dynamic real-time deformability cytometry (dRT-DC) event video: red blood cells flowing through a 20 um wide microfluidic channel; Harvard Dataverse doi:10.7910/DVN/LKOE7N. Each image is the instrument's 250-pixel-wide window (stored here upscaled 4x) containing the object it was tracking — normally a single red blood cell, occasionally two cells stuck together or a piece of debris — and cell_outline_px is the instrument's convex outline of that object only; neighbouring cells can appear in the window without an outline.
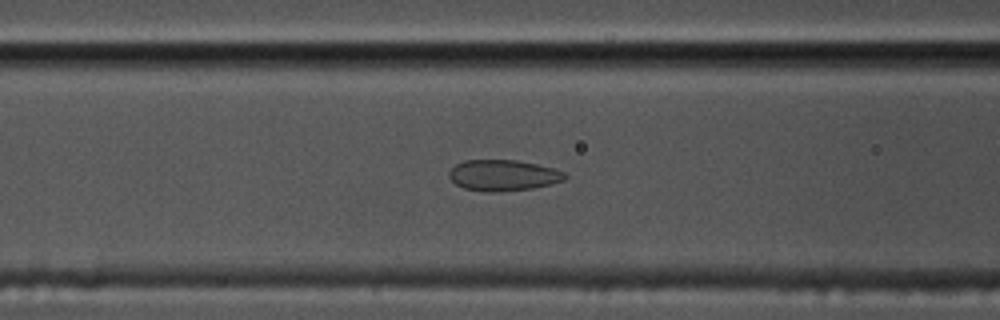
{"species": "common noctule bat (a hibernating species)", "species_latin": "Nyctalus noctula", "temperature_condition": "cold", "stored_images_in_passage": 56, "camera_frame_rate_fps": 3000, "um_per_image_px": 0.085, "animal": {"sex": "male", "body_mass_g": 17.5, "forearm_length_mm": 52.3}, "frame": {"image": 1, "passage_image": 22, "time_ms": 7.0, "image_size_px": [1000, 320], "cell_outline_px": [[568, 176], [564, 180], [532, 188], [500, 192], [484, 192], [464, 188], [456, 184], [448, 176], [448, 172], [456, 164], [464, 160], [516, 160], [536, 164], [552, 168], [564, 172]], "centroid_in_image_um": [42.74, 14.9], "position_along_channel_um": 123.9, "area_um2": 20.87}}
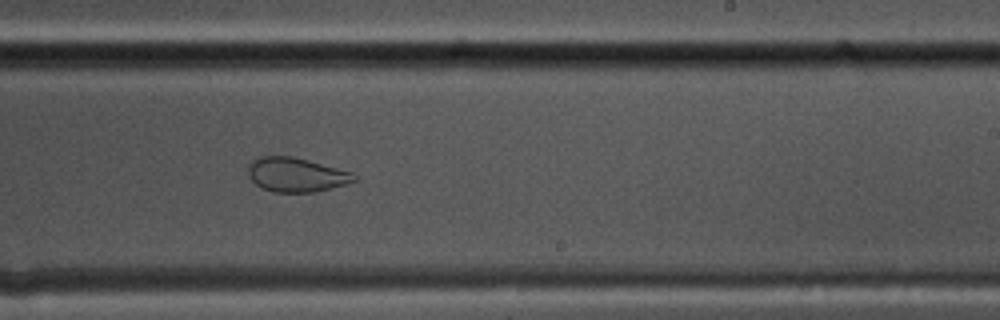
{"frame": {"image": 2, "passage_image": 34, "time_ms": 11.0, "image_size_px": [1000, 320], "cell_outline_px": [[360, 180], [348, 184], [332, 188], [312, 192], [272, 192], [256, 184], [248, 176], [248, 164], [260, 156], [292, 156], [308, 160], [352, 172], [360, 176]], "centroid_in_image_um": [25.23, 14.85], "position_along_channel_um": 263.8, "area_um2": 21.33}}
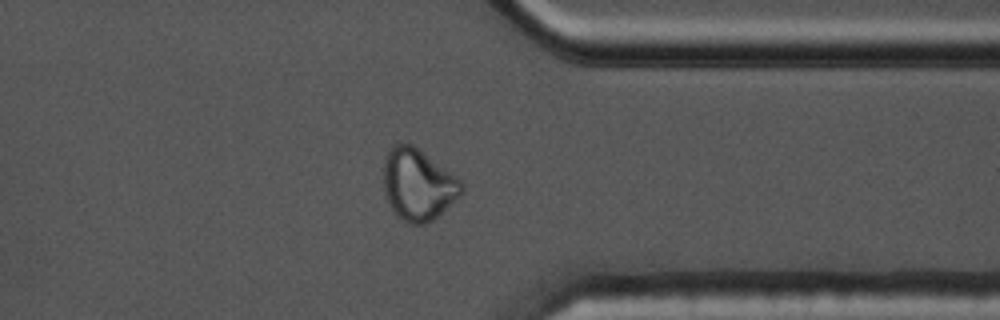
{"frame": {"image": 3, "passage_image": 44, "time_ms": 14.333, "image_size_px": [1000, 320], "cell_outline_px": [[464, 188], [460, 196], [432, 220], [424, 224], [412, 224], [404, 220], [392, 208], [384, 192], [384, 160], [388, 152], [396, 144], [412, 144], [456, 176], [464, 184]], "centroid_in_image_um": [35.55, 15.69], "position_along_channel_um": 375.9, "area_um2": 31.85}, "authors_computed_cell_mechanics": {"area_um2": 22.7154, "velocity_mm_per_s": 3.5087, "shape_relaxation_time_tau1_ms": null, "shape_relaxation_time_tau2_ms": 0.9013, "deformation_change_tau1": null, "deformation_change_tau2": 0.0591}}